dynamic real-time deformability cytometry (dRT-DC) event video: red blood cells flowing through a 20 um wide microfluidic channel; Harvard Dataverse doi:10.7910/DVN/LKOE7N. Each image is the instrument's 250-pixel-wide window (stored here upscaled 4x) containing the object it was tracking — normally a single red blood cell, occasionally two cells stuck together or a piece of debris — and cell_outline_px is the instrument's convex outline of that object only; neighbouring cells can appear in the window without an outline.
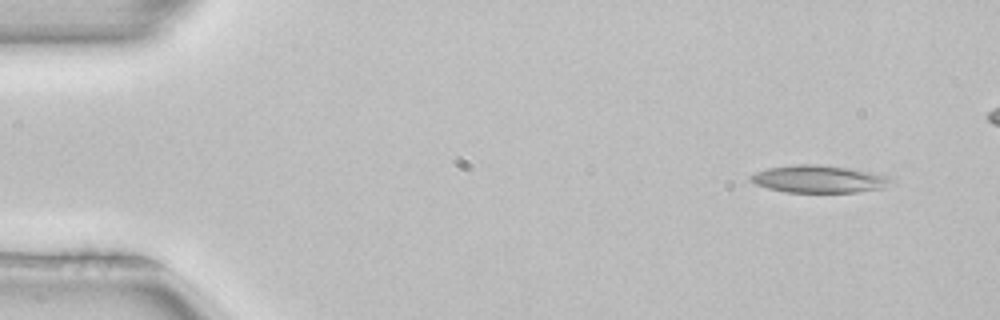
{"species": "common noctule bat (a hibernating species)", "species_latin": "Nyctalus noctula", "temperature_condition": "room temperature", "stored_images_in_passage": 45, "camera_frame_rate_fps": 3000, "um_per_image_px": 0.085, "animal": {"sex": "female", "body_mass_g": 22.7, "forearm_length_mm": 54.2}, "frame": {"image": 1, "passage_image": 1, "time_ms": 0.0, "image_size_px": [1000, 320], "cell_outline_px": [[892, 180], [880, 188], [856, 192], [784, 192], [768, 188], [756, 184], [748, 180], [748, 176], [756, 172], [768, 168], [796, 164], [816, 164], [848, 168], [888, 176]], "centroid_in_image_um": [69.5, 15.22], "position_along_channel_um": 15.5, "area_um2": 22.08}}
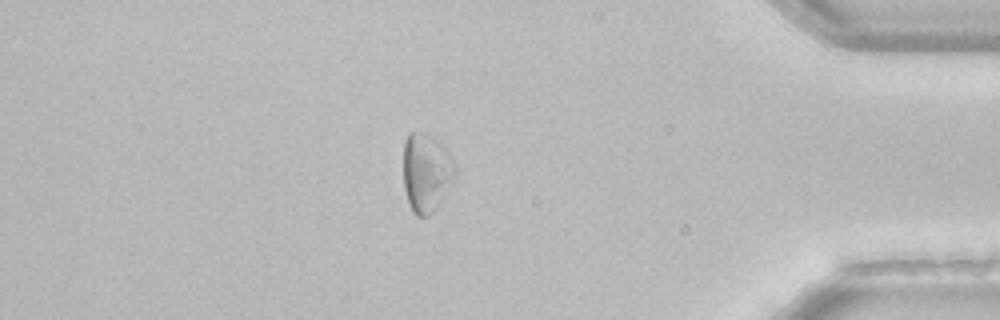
{"frame": {"image": 2, "passage_image": 41, "time_ms": 13.333, "image_size_px": [1000, 320], "cell_outline_px": [[456, 176], [436, 208], [428, 216], [416, 216], [412, 212], [408, 204], [404, 188], [404, 140], [408, 132], [428, 132], [448, 152], [456, 164]], "centroid_in_image_um": [36.23, 14.66], "position_along_channel_um": 399.0, "area_um2": 23.93}, "authors_computed_cell_mechanics": {"area_um2": 20.9814, "velocity_mm_per_s": 3.9896, "shape_relaxation_time_tau1_ms": 5.3617, "shape_relaxation_time_tau2_ms": null, "deformation_change_tau1": 0.1529, "deformation_change_tau2": null}}